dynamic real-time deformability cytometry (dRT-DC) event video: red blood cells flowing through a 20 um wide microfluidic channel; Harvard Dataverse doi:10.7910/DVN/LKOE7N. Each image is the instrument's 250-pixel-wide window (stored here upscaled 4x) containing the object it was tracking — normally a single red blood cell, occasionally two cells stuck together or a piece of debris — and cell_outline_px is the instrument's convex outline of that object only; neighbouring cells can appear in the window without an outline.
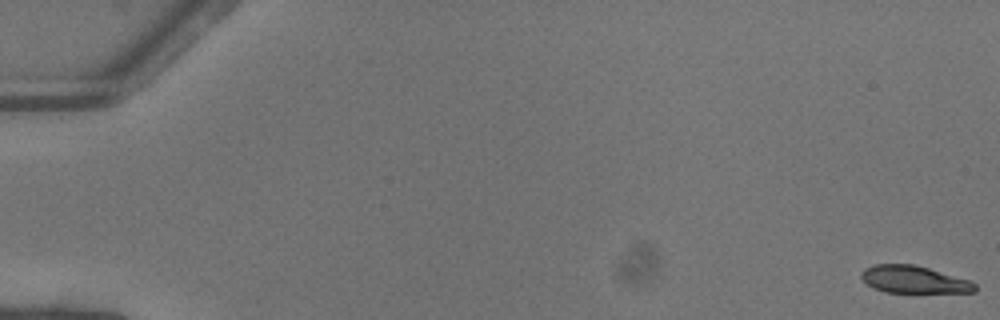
{"species": "common noctule bat (a hibernating species)", "species_latin": "Nyctalus noctula", "temperature_condition": "warm", "stored_images_in_passage": 13, "camera_frame_rate_fps": 3000, "um_per_image_px": 0.085, "animal": {"sex": "female"}, "frame": {"image": 1, "passage_image": 1, "time_ms": 0.0, "image_size_px": [1000, 320], "cell_outline_px": [[976, 292], [884, 292], [872, 288], [860, 276], [860, 272], [864, 268], [876, 264], [916, 264], [972, 280], [976, 284]], "centroid_in_image_um": [77.7, 23.75], "position_along_channel_um": 7.3, "area_um2": 18.32}}